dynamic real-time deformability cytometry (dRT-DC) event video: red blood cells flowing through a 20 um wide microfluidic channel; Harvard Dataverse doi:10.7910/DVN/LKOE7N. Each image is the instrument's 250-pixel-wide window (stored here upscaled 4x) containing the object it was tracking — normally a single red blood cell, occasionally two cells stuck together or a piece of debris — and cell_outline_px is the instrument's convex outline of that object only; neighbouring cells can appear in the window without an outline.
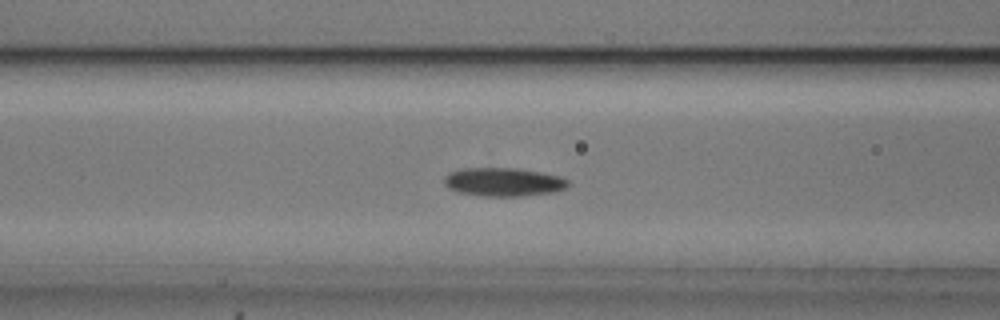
{"species": "common noctule bat (a hibernating species)", "species_latin": "Nyctalus noctula", "temperature_condition": "cold", "stored_images_in_passage": 47, "camera_frame_rate_fps": 3000, "um_per_image_px": 0.085, "animal": {"sex": "male", "body_mass_g": 20.5, "forearm_length_mm": 52.5}, "frame": {"image": 1, "passage_image": 13, "time_ms": 4.0, "image_size_px": [1000, 320], "cell_outline_px": [[572, 184], [564, 188], [552, 192], [520, 196], [480, 196], [456, 192], [448, 188], [444, 184], [444, 176], [448, 172], [460, 168], [516, 168], [540, 172], [560, 176], [568, 180]], "centroid_in_image_um": [42.74, 15.46], "position_along_channel_um": 123.9, "area_um2": 20.81}}
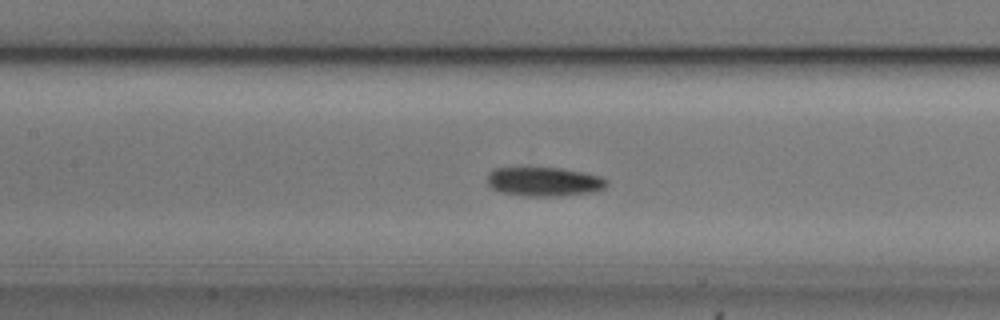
{"frame": {"image": 2, "passage_image": 16, "time_ms": 5.0, "image_size_px": [1000, 320], "cell_outline_px": [[608, 184], [604, 188], [592, 192], [560, 196], [524, 196], [500, 192], [492, 188], [488, 184], [488, 172], [492, 168], [520, 164], [524, 164], [560, 168], [584, 172], [600, 176], [608, 180]], "centroid_in_image_um": [46.17, 15.38], "position_along_channel_um": 161.2, "area_um2": 21.39}}
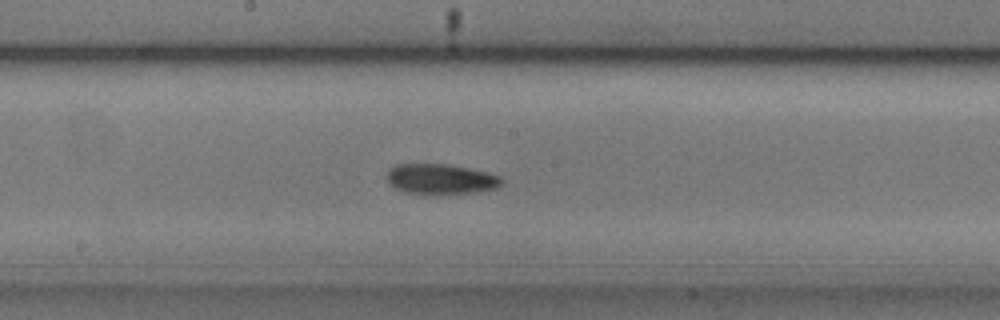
{"frame": {"image": 3, "passage_image": 20, "time_ms": 6.333, "image_size_px": [1000, 320], "cell_outline_px": [[504, 184], [496, 188], [472, 192], [404, 192], [396, 188], [388, 180], [388, 168], [396, 164], [448, 164], [488, 172], [500, 176], [504, 180]], "centroid_in_image_um": [37.5, 15.18], "position_along_channel_um": 210.7, "area_um2": 19.65}, "authors_computed_cell_mechanics": {"area_um2": 19.8832, "velocity_mm_per_s": 3.7222, "shape_relaxation_time_tau1_ms": null, "shape_relaxation_time_tau2_ms": 5.7933, "deformation_change_tau1": null, "deformation_change_tau2": 0.0791}}